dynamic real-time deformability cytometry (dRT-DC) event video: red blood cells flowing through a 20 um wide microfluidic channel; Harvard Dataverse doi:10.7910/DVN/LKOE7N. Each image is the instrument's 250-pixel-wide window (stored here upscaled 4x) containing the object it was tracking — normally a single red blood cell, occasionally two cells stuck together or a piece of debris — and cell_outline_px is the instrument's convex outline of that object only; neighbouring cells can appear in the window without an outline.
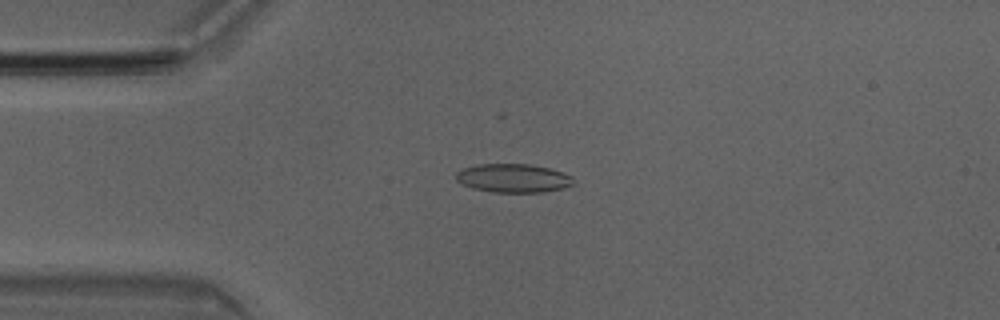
{"species": "Egyptian fruit bat (a non-hibernating species)", "species_latin": "Rousettus aegyptiacus", "temperature_condition": "room temperature", "stored_images_in_passage": 41, "camera_frame_rate_fps": 3000, "um_per_image_px": 0.085, "animal": {"sex": "male"}, "frame": {"image": 1, "passage_image": 12, "time_ms": 3.667, "image_size_px": [1000, 320], "cell_outline_px": [[576, 184], [564, 188], [544, 192], [492, 192], [472, 188], [460, 184], [456, 180], [456, 172], [464, 168], [476, 164], [528, 164], [548, 168], [564, 172], [572, 176]], "centroid_in_image_um": [43.64, 15.15], "position_along_channel_um": 41.4, "area_um2": 19.83}}
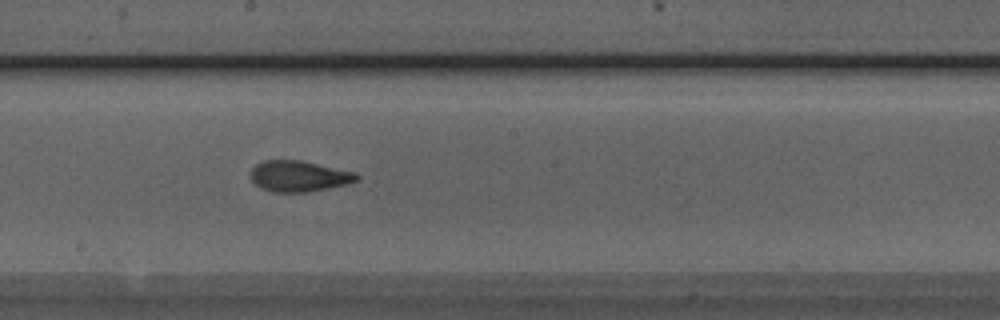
{"frame": {"image": 2, "passage_image": 27, "time_ms": 8.667, "image_size_px": [1000, 320], "cell_outline_px": [[360, 180], [348, 184], [308, 192], [272, 192], [260, 188], [252, 180], [252, 168], [256, 164], [264, 160], [300, 160], [356, 172], [360, 176]], "centroid_in_image_um": [25.45, 14.98], "position_along_channel_um": 222.8, "area_um2": 19.19}}
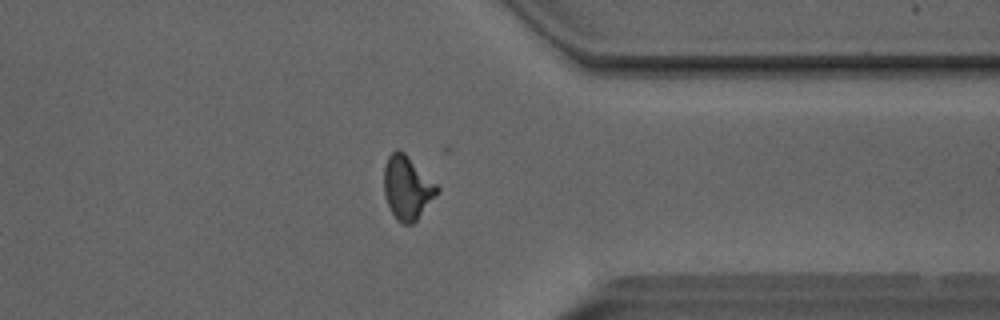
{"frame": {"image": 3, "passage_image": 39, "time_ms": 12.667, "image_size_px": [1000, 320], "cell_outline_px": [[440, 192], [416, 220], [412, 224], [404, 224], [396, 220], [388, 204], [384, 192], [384, 164], [388, 156], [396, 148], [400, 148], [440, 188]], "centroid_in_image_um": [34.61, 15.94], "position_along_channel_um": 376.8, "area_um2": 19.65}, "authors_computed_cell_mechanics": {"area_um2": 19.4208, "velocity_mm_per_s": 4.0411, "shape_relaxation_time_tau1_ms": null, "shape_relaxation_time_tau2_ms": 2.0044, "deformation_change_tau1": null, "deformation_change_tau2": 0.0515}}